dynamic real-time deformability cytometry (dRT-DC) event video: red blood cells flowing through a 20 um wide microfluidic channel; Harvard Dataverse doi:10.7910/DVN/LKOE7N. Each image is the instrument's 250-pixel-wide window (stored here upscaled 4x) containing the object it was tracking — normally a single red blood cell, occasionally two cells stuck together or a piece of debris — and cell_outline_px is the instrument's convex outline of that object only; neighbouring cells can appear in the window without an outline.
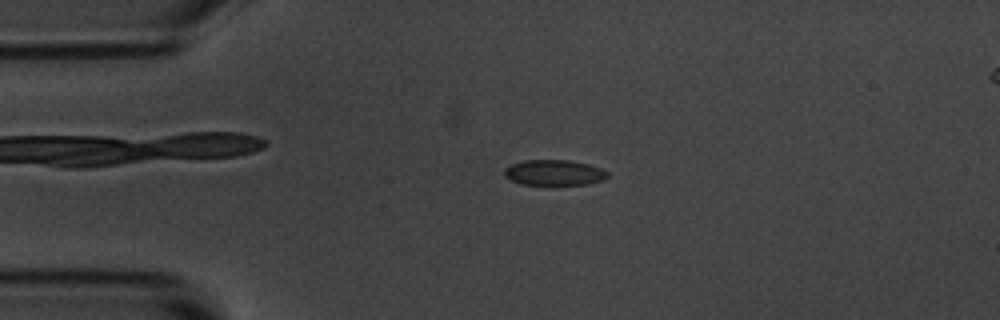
{"species": "common noctule bat (a hibernating species)", "species_latin": "Nyctalus noctula", "temperature_condition": "room temperature", "stored_images_in_passage": 54, "camera_frame_rate_fps": 3000, "um_per_image_px": 0.085, "animal": {"sex": "male", "body_mass_g": 20.1, "forearm_length_mm": 53.5}, "frame": {"image": 1, "passage_image": 11, "time_ms": 3.333, "image_size_px": [1000, 320], "cell_outline_px": [[608, 176], [604, 180], [588, 184], [520, 184], [504, 176], [504, 168], [512, 164], [524, 160], [568, 160], [588, 164], [600, 168], [608, 172]], "centroid_in_image_um": [47.1, 14.67], "position_along_channel_um": 37.9, "area_um2": 15.26}}
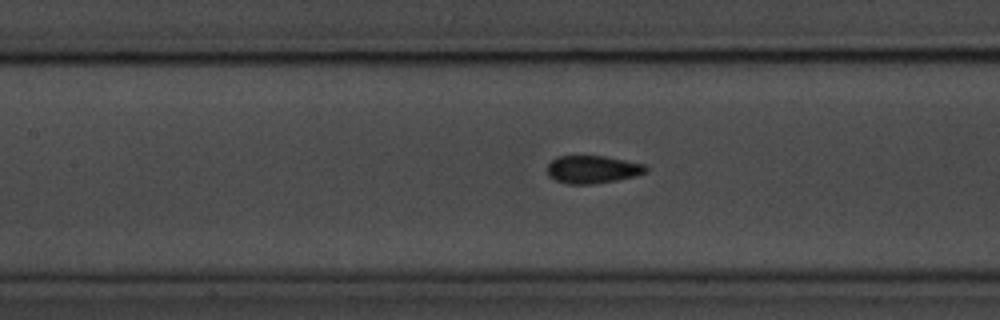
{"frame": {"image": 2, "passage_image": 23, "time_ms": 7.333, "image_size_px": [1000, 320], "cell_outline_px": [[648, 172], [636, 176], [616, 180], [592, 184], [568, 184], [556, 180], [548, 176], [548, 164], [556, 156], [604, 156], [644, 164], [648, 168]], "centroid_in_image_um": [50.38, 14.4], "position_along_channel_um": 157.0, "area_um2": 15.95}}
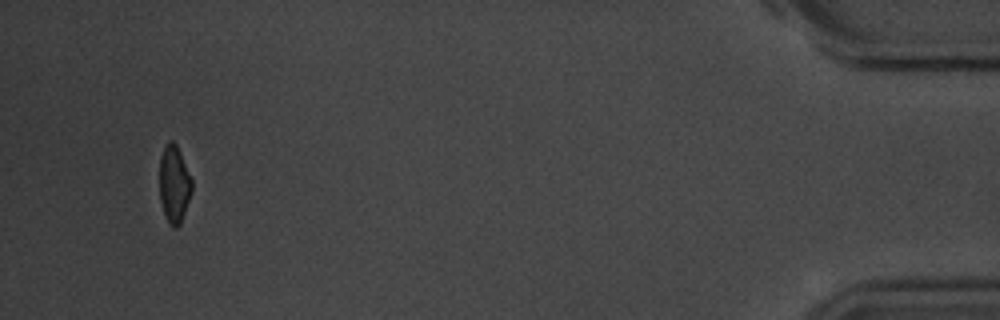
{"frame": {"image": 3, "passage_image": 51, "time_ms": 16.667, "image_size_px": [1000, 320], "cell_outline_px": [[192, 192], [180, 224], [176, 228], [172, 228], [168, 224], [160, 200], [160, 156], [168, 140], [172, 140], [176, 144], [180, 152], [192, 180]], "centroid_in_image_um": [14.8, 15.67], "position_along_channel_um": 420.4, "area_um2": 14.57}, "authors_computed_cell_mechanics": {"area_um2": 15.6927, "velocity_mm_per_s": 3.6573, "shape_relaxation_time_tau1_ms": 3.3637, "shape_relaxation_time_tau2_ms": 1.6315, "deformation_change_tau1": 0.0987, "deformation_change_tau2": 0.0526}}